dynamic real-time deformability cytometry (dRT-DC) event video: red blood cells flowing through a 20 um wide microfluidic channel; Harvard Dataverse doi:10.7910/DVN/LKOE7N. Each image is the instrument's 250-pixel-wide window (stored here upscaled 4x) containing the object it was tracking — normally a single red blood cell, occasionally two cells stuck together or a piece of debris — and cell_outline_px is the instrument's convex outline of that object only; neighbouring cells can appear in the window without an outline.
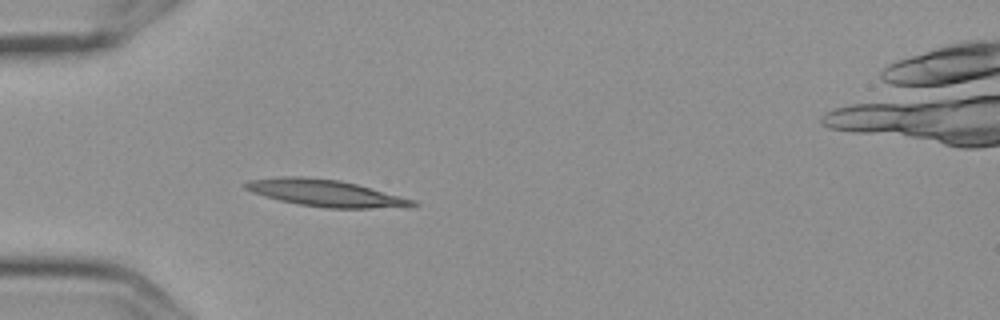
{"species": "Egyptian fruit bat (a non-hibernating species)", "species_latin": "Rousettus aegyptiacus", "temperature_condition": "cold", "stored_images_in_passage": 2, "camera_frame_rate_fps": 3000, "um_per_image_px": 0.085, "frame": {"image": 1, "passage_image": 2, "time_ms": 0.333, "image_size_px": [1000, 320], "cell_outline_px": [[420, 204], [368, 208], [324, 208], [300, 204], [280, 200], [264, 196], [252, 192], [244, 188], [240, 184], [248, 180], [280, 176], [304, 176], [340, 180], [356, 184], [416, 200]], "centroid_in_image_um": [27.55, 16.38], "position_along_channel_um": 57.5, "area_um2": 25.89}}